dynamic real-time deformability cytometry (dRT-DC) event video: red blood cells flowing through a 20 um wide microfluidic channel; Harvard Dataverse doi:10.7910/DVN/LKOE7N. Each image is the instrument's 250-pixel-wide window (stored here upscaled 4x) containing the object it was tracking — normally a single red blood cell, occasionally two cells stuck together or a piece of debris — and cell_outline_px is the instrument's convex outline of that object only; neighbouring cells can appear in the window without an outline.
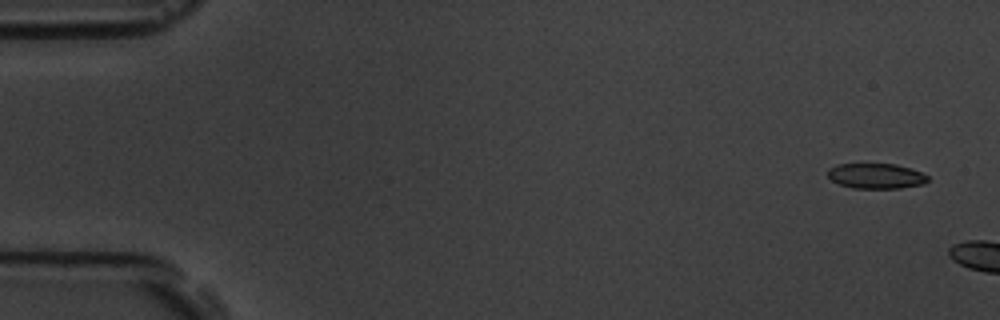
{"species": "common noctule bat (a hibernating species)", "species_latin": "Nyctalus noctula", "temperature_condition": "room temperature", "stored_images_in_passage": 3, "camera_frame_rate_fps": 3000, "um_per_image_px": 0.085, "animal": {"sex": "male", "body_mass_g": 19.5, "forearm_length_mm": 54.6}, "frame": {"image": 1, "passage_image": 1, "time_ms": 0.0, "image_size_px": [1000, 320], "cell_outline_px": [[928, 180], [924, 184], [900, 188], [852, 188], [840, 184], [832, 180], [828, 176], [828, 168], [836, 164], [896, 164], [920, 172], [928, 176]], "centroid_in_image_um": [74.44, 14.96], "position_along_channel_um": 10.6, "area_um2": 14.62}}